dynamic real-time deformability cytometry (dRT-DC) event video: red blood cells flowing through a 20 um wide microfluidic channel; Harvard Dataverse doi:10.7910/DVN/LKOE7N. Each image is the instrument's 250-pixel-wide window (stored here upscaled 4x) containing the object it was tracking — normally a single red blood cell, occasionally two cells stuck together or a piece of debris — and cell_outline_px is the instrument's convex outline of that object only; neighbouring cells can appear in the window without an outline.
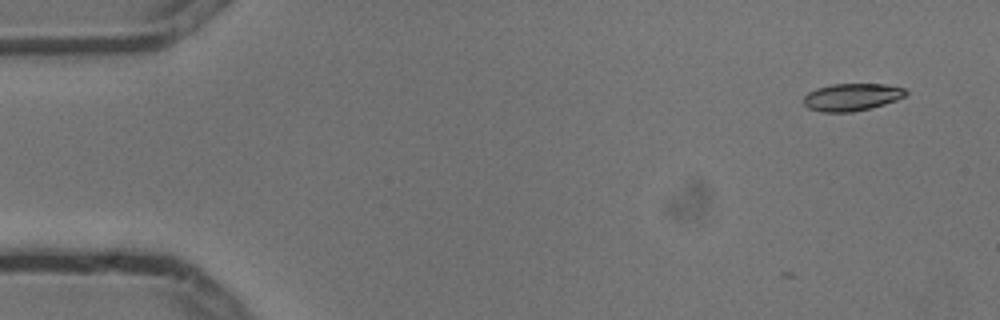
{"species": "common noctule bat (a hibernating species)", "species_latin": "Nyctalus noctula", "temperature_condition": "cold", "stored_images_in_passage": 5, "camera_frame_rate_fps": 3000, "um_per_image_px": 0.085, "animal": {"sex": "male", "body_mass_g": 13.3}, "frame": {"image": 1, "passage_image": 1, "time_ms": 0.0, "image_size_px": [1000, 320], "cell_outline_px": [[908, 92], [904, 96], [896, 100], [872, 108], [852, 112], [824, 112], [808, 108], [804, 104], [804, 96], [808, 92], [816, 88], [832, 84], [884, 84], [904, 88]], "centroid_in_image_um": [72.39, 8.25], "position_along_channel_um": 12.6, "area_um2": 16.3}}
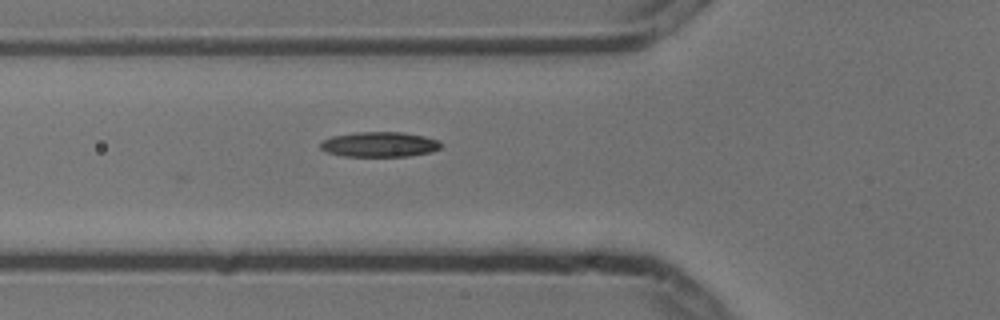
{"frame": {"image": 2, "passage_image": 5, "time_ms": 1.333, "image_size_px": [1000, 320], "cell_outline_px": [[440, 148], [432, 152], [408, 156], [340, 156], [328, 152], [320, 148], [320, 144], [324, 140], [332, 136], [356, 132], [404, 132], [424, 136], [440, 140]], "centroid_in_image_um": [32.27, 12.27], "position_along_channel_um": 93.5, "area_um2": 17.63}}